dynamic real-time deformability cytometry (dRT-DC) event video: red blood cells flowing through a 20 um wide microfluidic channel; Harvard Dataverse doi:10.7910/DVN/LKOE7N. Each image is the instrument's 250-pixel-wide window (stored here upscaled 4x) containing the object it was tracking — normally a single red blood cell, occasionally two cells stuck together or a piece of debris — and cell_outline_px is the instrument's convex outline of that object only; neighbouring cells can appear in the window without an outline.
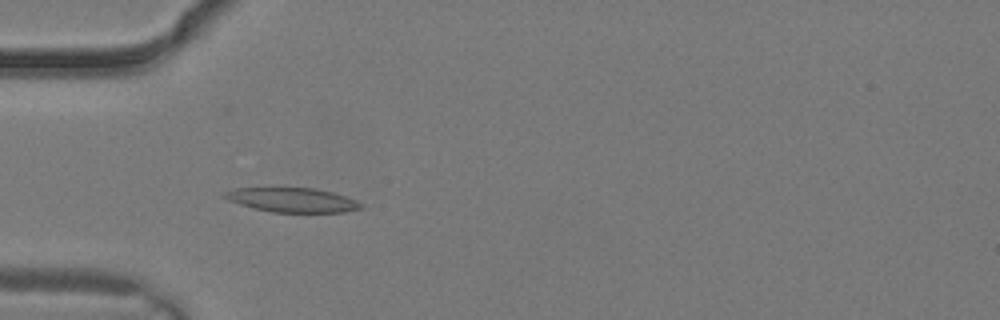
{"species": "common noctule bat (a hibernating species)", "species_latin": "Nyctalus noctula", "temperature_condition": "warm", "stored_images_in_passage": 1, "camera_frame_rate_fps": 3000, "um_per_image_px": 0.085, "animal": {"sex": "male", "body_mass_g": 19.2, "forearm_length_mm": 51.8}, "frame": {"image": 1, "passage_image": 1, "time_ms": 0.0, "image_size_px": [1000, 320], "cell_outline_px": [[364, 208], [344, 212], [272, 212], [252, 208], [228, 200], [220, 196], [220, 192], [236, 188], [276, 184], [316, 188], [332, 192], [356, 200], [364, 204]], "centroid_in_image_um": [24.74, 16.93], "position_along_channel_um": 60.3, "area_um2": 20.69}}